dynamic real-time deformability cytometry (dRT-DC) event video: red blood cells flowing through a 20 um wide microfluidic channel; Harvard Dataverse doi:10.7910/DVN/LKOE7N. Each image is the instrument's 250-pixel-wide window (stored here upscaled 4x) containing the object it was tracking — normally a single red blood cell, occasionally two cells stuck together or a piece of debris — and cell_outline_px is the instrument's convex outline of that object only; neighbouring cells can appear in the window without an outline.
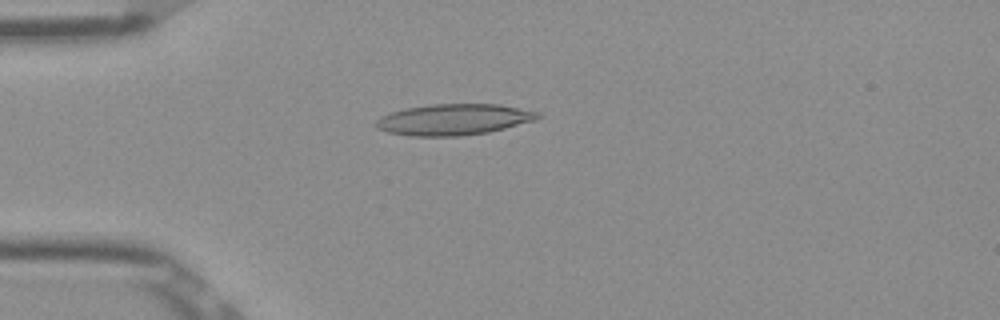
{"species": "Egyptian fruit bat (a non-hibernating species)", "species_latin": "Rousettus aegyptiacus", "temperature_condition": "room temperature", "stored_images_in_passage": 51, "camera_frame_rate_fps": 3000, "um_per_image_px": 0.085, "frame": {"image": 1, "passage_image": 13, "time_ms": 4.0, "image_size_px": [1000, 320], "cell_outline_px": [[544, 116], [536, 120], [488, 132], [460, 136], [412, 136], [388, 132], [376, 128], [376, 120], [380, 116], [404, 108], [432, 104], [500, 104], [540, 112]], "centroid_in_image_um": [38.59, 10.15], "position_along_channel_um": 46.4, "area_um2": 29.42}}
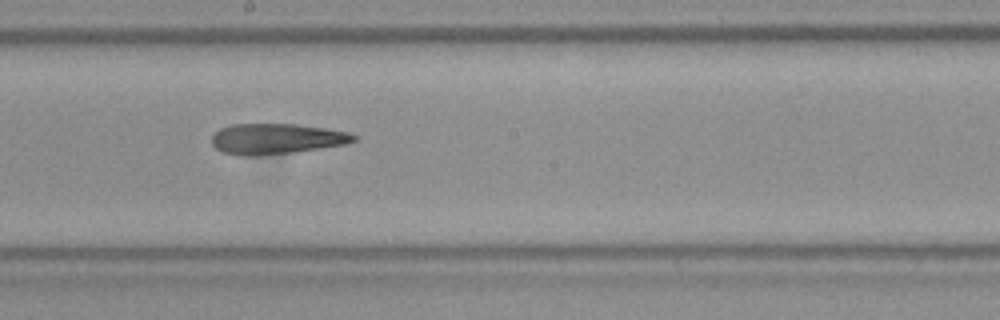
{"frame": {"image": 2, "passage_image": 28, "time_ms": 9.0, "image_size_px": [1000, 320], "cell_outline_px": [[360, 136], [356, 140], [348, 144], [292, 152], [260, 156], [244, 156], [220, 152], [212, 144], [212, 136], [220, 128], [232, 124], [296, 124], [324, 128], [348, 132]], "centroid_in_image_um": [23.5, 11.8], "position_along_channel_um": 224.7, "area_um2": 25.43}}
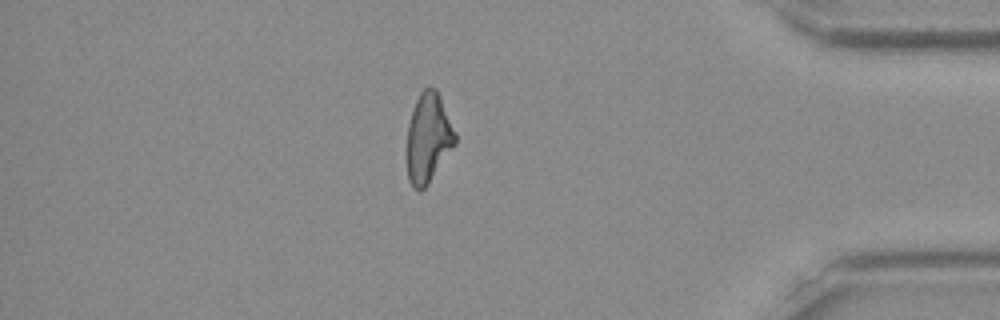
{"frame": {"image": 3, "passage_image": 44, "time_ms": 14.333, "image_size_px": [1000, 320], "cell_outline_px": [[456, 144], [428, 184], [420, 192], [416, 192], [412, 188], [408, 180], [408, 124], [416, 100], [420, 92], [424, 88], [436, 88], [440, 96], [456, 132]], "centroid_in_image_um": [36.42, 11.76], "position_along_channel_um": 398.8, "area_um2": 25.09}, "authors_computed_cell_mechanics": {"area_um2": 26.4146, "velocity_mm_per_s": 3.9067, "shape_relaxation_time_tau1_ms": null, "shape_relaxation_time_tau2_ms": 9.7747, "deformation_change_tau1": null, "deformation_change_tau2": 0.2827}}